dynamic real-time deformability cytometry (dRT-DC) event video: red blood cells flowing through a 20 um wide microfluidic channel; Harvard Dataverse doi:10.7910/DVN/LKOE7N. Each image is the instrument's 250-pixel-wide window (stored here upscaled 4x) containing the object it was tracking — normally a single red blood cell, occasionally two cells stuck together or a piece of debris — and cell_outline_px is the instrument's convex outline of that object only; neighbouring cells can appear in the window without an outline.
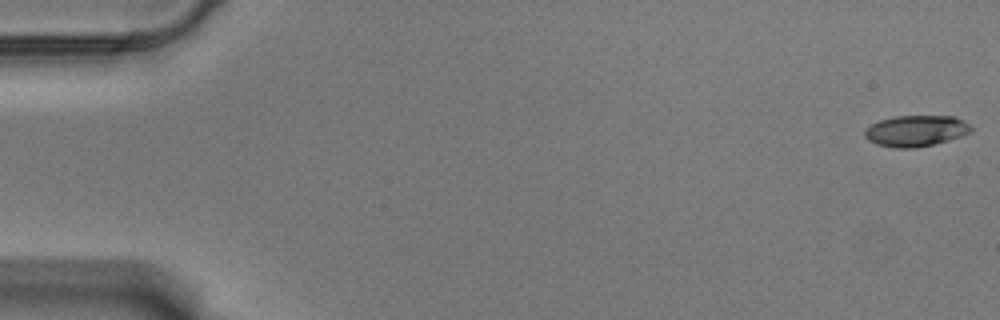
{"species": "Egyptian fruit bat (a non-hibernating species)", "species_latin": "Rousettus aegyptiacus", "temperature_condition": "warm", "stored_images_in_passage": 58, "camera_frame_rate_fps": 3000, "um_per_image_px": 0.085, "animal": {"sex": "male"}, "frame": {"image": 1, "passage_image": 1, "time_ms": 0.0, "image_size_px": [1000, 320], "cell_outline_px": [[972, 132], [948, 140], [916, 148], [896, 148], [876, 144], [868, 140], [864, 136], [864, 128], [880, 120], [896, 116], [956, 116], [964, 120], [972, 128]], "centroid_in_image_um": [77.84, 11.12], "position_along_channel_um": 7.2, "area_um2": 19.31}}
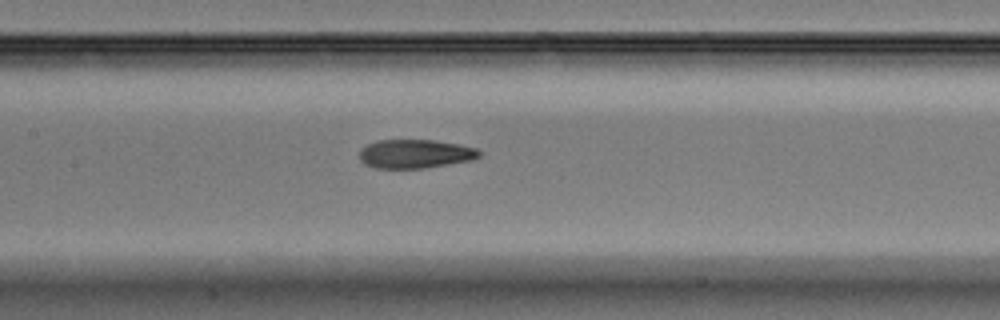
{"frame": {"image": 2, "passage_image": 28, "time_ms": 9.0, "image_size_px": [1000, 320], "cell_outline_px": [[480, 156], [472, 160], [424, 168], [376, 168], [364, 164], [360, 160], [360, 148], [376, 140], [432, 140], [460, 144], [476, 148], [480, 152]], "centroid_in_image_um": [35.27, 13.07], "position_along_channel_um": 172.1, "area_um2": 20.11}}
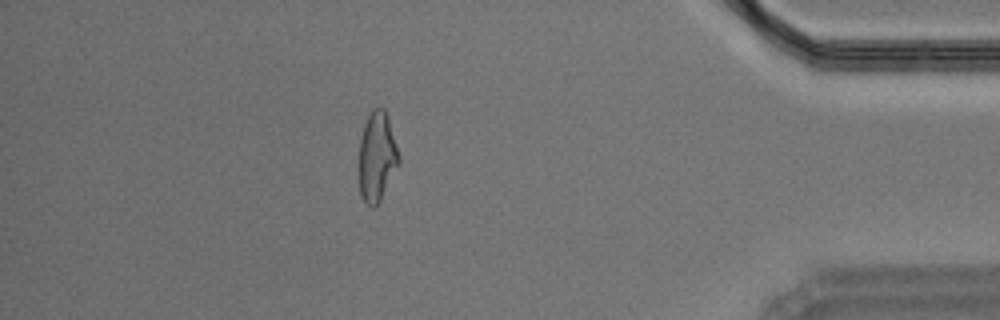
{"frame": {"image": 3, "passage_image": 51, "time_ms": 16.667, "image_size_px": [1000, 320], "cell_outline_px": [[400, 160], [380, 200], [372, 208], [360, 196], [360, 140], [364, 124], [372, 108], [380, 104], [384, 108], [388, 116], [400, 156]], "centroid_in_image_um": [32.05, 13.24], "position_along_channel_um": 403.2, "area_um2": 20.58}, "authors_computed_cell_mechanics": {"area_um2": 20.5768, "velocity_mm_per_s": 3.5332, "shape_relaxation_time_tau1_ms": 10.3467, "shape_relaxation_time_tau2_ms": 2.2352, "deformation_change_tau1": 0.2745, "deformation_change_tau2": 0.1}}